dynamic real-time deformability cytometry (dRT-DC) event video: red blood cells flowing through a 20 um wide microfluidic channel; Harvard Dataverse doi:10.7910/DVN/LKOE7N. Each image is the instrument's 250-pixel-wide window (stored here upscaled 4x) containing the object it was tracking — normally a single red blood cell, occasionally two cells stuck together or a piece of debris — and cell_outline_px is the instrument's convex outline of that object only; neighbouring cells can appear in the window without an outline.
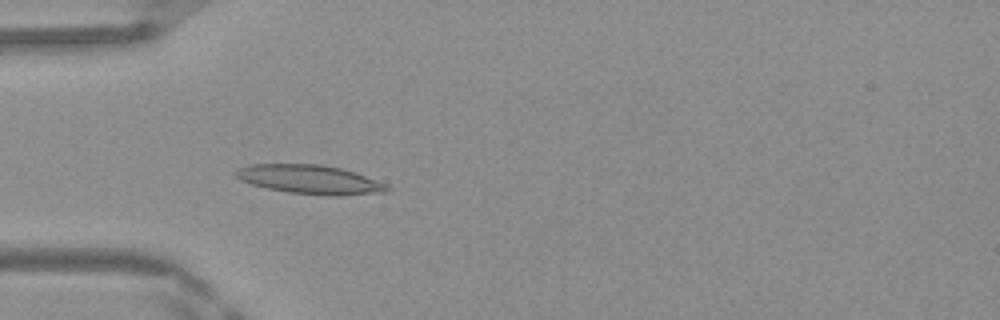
{"species": "Egyptian fruit bat (a non-hibernating species)", "species_latin": "Rousettus aegyptiacus", "temperature_condition": "warm", "stored_images_in_passage": 49, "camera_frame_rate_fps": 3000, "um_per_image_px": 0.085, "frame": {"image": 1, "passage_image": 15, "time_ms": 4.667, "image_size_px": [1000, 320], "cell_outline_px": [[392, 188], [388, 192], [340, 196], [328, 196], [288, 192], [268, 188], [252, 184], [240, 180], [232, 172], [236, 168], [248, 164], [320, 164], [340, 168], [356, 172], [388, 184]], "centroid_in_image_um": [26.37, 15.26], "position_along_channel_um": 58.6, "area_um2": 25.95}}
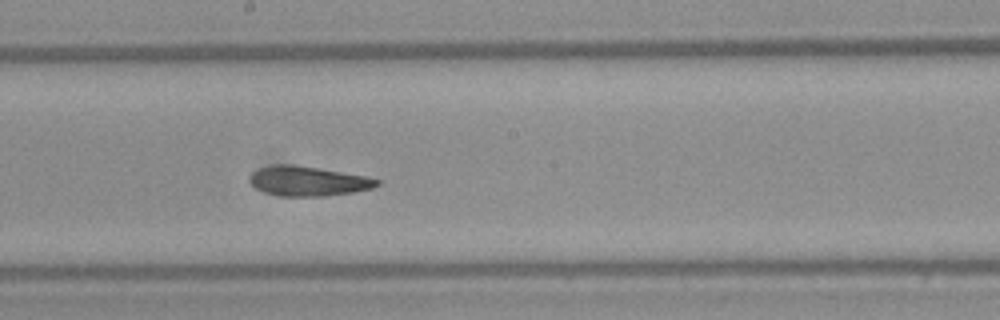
{"frame": {"image": 2, "passage_image": 27, "time_ms": 8.667, "image_size_px": [1000, 320], "cell_outline_px": [[380, 184], [372, 188], [352, 192], [324, 196], [280, 196], [264, 192], [256, 188], [248, 180], [248, 176], [252, 172], [260, 168], [276, 164], [292, 164], [320, 168], [368, 176], [380, 180]], "centroid_in_image_um": [26.18, 15.38], "position_along_channel_um": 222.0, "area_um2": 22.14}}
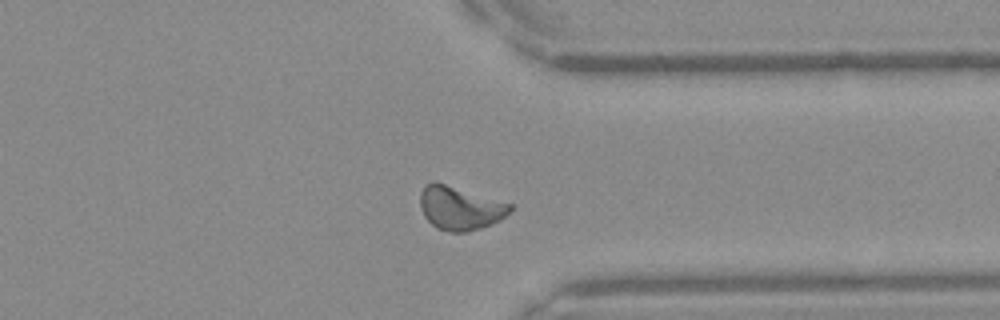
{"frame": {"image": 3, "passage_image": 38, "time_ms": 12.333, "image_size_px": [1000, 320], "cell_outline_px": [[512, 208], [500, 220], [480, 228], [468, 232], [448, 232], [436, 228], [424, 216], [420, 208], [420, 192], [424, 184], [432, 180], [512, 204]], "centroid_in_image_um": [39.04, 17.68], "position_along_channel_um": 372.4, "area_um2": 22.77}, "authors_computed_cell_mechanics": {"area_um2": 22.1952, "velocity_mm_per_s": 4.159, "shape_relaxation_time_tau1_ms": 10.5813, "shape_relaxation_time_tau2_ms": 4.7574, "deformation_change_tau1": 0.2426, "deformation_change_tau2": 0.1134}}